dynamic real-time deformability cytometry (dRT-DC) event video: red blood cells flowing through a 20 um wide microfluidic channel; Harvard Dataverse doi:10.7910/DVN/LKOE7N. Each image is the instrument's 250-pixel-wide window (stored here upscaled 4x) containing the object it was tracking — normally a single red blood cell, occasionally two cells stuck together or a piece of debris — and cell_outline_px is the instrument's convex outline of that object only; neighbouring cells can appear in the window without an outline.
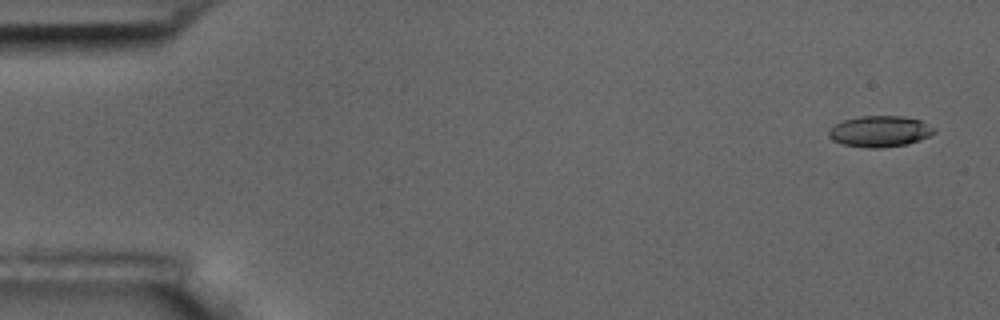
{"species": "common noctule bat (a hibernating species)", "species_latin": "Nyctalus noctula", "temperature_condition": "room temperature", "stored_images_in_passage": 4, "camera_frame_rate_fps": 3000, "um_per_image_px": 0.085, "animal": {"sex": "male", "body_mass_g": 17.5, "forearm_length_mm": 52.3}, "frame": {"image": 1, "passage_image": 1, "time_ms": 0.0, "image_size_px": [1000, 320], "cell_outline_px": [[936, 132], [920, 140], [904, 144], [880, 148], [868, 148], [844, 144], [832, 140], [828, 136], [828, 128], [844, 120], [860, 116], [904, 116], [920, 120], [936, 128]], "centroid_in_image_um": [74.78, 11.16], "position_along_channel_um": 10.2, "area_um2": 19.07}}